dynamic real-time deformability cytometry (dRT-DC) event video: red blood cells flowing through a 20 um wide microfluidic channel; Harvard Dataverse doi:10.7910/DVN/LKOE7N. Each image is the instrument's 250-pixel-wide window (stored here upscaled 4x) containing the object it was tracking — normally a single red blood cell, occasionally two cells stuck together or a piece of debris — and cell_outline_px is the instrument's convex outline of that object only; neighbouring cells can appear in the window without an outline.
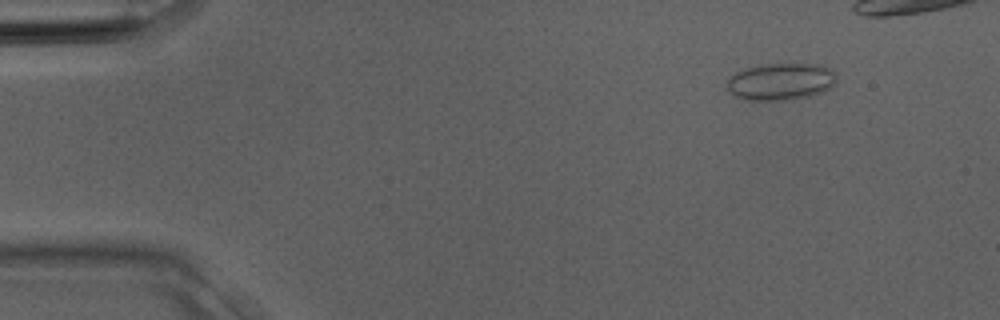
{"species": "Egyptian fruit bat (a non-hibernating species)", "species_latin": "Rousettus aegyptiacus", "temperature_condition": "room temperature", "stored_images_in_passage": 4, "camera_frame_rate_fps": 3000, "um_per_image_px": 0.085, "animal": {"sex": "male"}, "frame": {"image": 1, "passage_image": 1, "time_ms": 0.0, "image_size_px": [1000, 320], "cell_outline_px": [[836, 80], [832, 88], [812, 96], [788, 100], [748, 100], [732, 96], [728, 92], [728, 80], [736, 72], [748, 68], [768, 64], [816, 64], [832, 68], [836, 72]], "centroid_in_image_um": [66.41, 6.95], "position_along_channel_um": 18.6, "area_um2": 23.81}}